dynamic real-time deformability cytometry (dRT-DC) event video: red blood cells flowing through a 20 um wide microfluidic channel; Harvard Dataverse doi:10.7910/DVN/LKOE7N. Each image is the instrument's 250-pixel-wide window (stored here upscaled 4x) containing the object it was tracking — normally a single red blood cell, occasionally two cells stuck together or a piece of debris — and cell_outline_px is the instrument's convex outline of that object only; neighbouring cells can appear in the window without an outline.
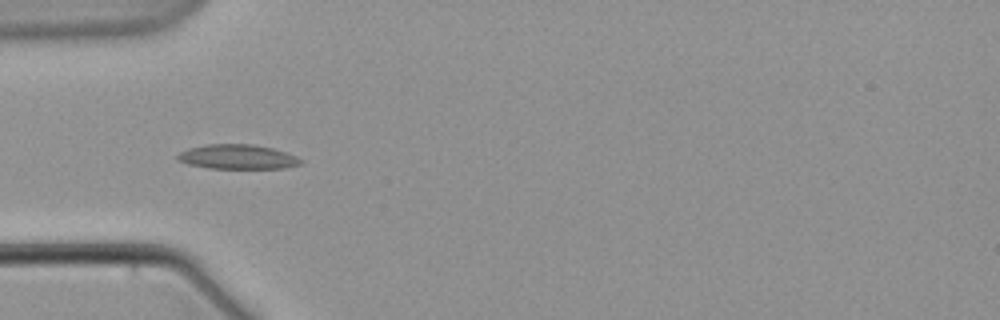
{"species": "common noctule bat (a hibernating species)", "species_latin": "Nyctalus noctula", "temperature_condition": "warm", "stored_images_in_passage": 8, "camera_frame_rate_fps": 3000, "um_per_image_px": 0.085, "animal": {"sex": "male", "body_mass_g": 21.5, "forearm_length_mm": 52.0}, "frame": {"image": 1, "passage_image": 7, "time_ms": 7.333, "image_size_px": [1000, 320], "cell_outline_px": [[304, 160], [300, 164], [284, 168], [208, 168], [188, 164], [176, 160], [176, 156], [180, 152], [188, 148], [208, 144], [252, 144], [272, 148], [296, 156]], "centroid_in_image_um": [20.16, 13.33], "position_along_channel_um": 64.8, "area_um2": 17.57}}